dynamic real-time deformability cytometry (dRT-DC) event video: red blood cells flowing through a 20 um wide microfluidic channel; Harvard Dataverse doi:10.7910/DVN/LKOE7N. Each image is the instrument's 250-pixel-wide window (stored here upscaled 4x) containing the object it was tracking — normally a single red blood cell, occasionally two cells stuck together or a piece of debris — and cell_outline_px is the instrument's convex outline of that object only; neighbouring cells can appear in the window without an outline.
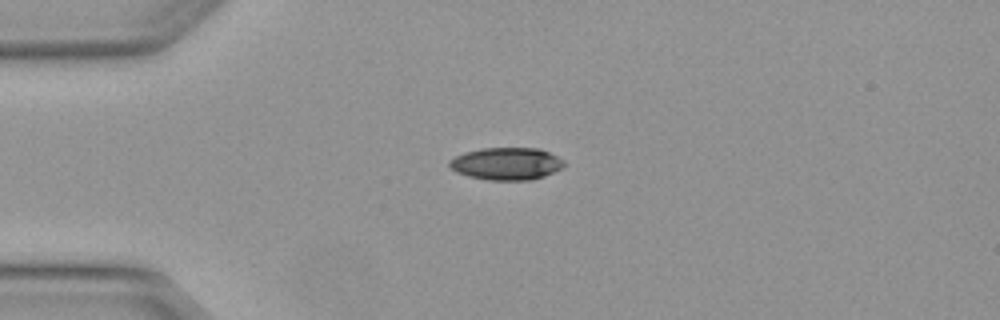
{"species": "Egyptian fruit bat (a non-hibernating species)", "species_latin": "Rousettus aegyptiacus", "temperature_condition": "warm", "stored_images_in_passage": 2, "camera_frame_rate_fps": 3000, "um_per_image_px": 0.085, "animal": {"sex": "female"}, "frame": {"image": 1, "passage_image": 1, "time_ms": 0.0, "image_size_px": [1000, 320], "cell_outline_px": [[564, 164], [560, 168], [544, 176], [532, 180], [488, 180], [468, 176], [456, 172], [448, 164], [448, 160], [464, 152], [484, 148], [540, 148], [556, 156]], "centroid_in_image_um": [43.0, 13.91], "position_along_channel_um": 42.0, "area_um2": 21.44}}